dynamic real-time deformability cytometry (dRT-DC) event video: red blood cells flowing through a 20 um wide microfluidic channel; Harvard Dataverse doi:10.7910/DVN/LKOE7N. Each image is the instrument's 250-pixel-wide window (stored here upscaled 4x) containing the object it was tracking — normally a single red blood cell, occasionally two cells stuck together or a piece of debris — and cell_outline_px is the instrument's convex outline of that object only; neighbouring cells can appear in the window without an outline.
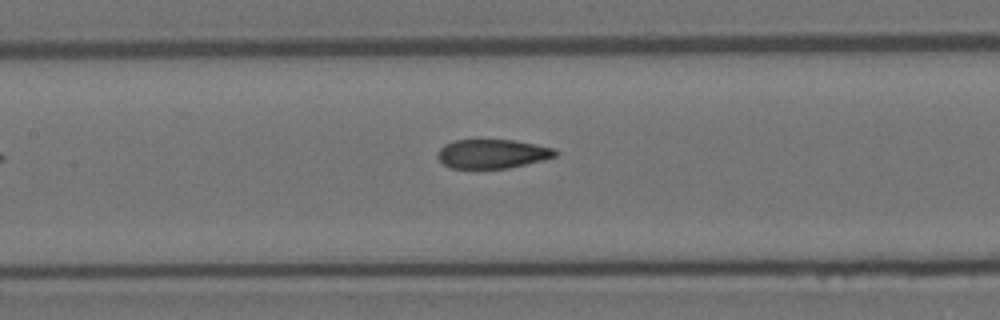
{"species": "Egyptian fruit bat (a non-hibernating species)", "species_latin": "Rousettus aegyptiacus", "temperature_condition": "room temperature", "stored_images_in_passage": 9, "camera_frame_rate_fps": 3000, "um_per_image_px": 0.085, "animal": {"sex": "female"}, "frame": {"image": 1, "passage_image": 8, "time_ms": 2.333, "image_size_px": [1000, 320], "cell_outline_px": [[560, 152], [556, 156], [544, 160], [508, 168], [452, 168], [444, 164], [436, 156], [440, 148], [444, 144], [456, 140], [512, 140], [552, 148]], "centroid_in_image_um": [41.84, 13.08], "position_along_channel_um": 165.6, "area_um2": 19.77}}
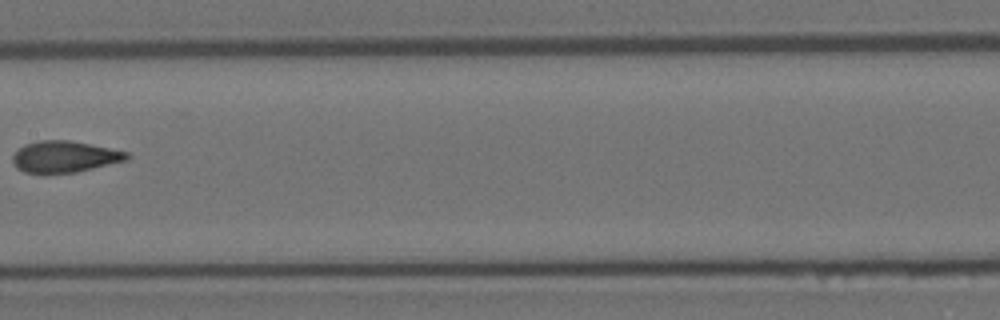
{"frame": {"image": 2, "passage_image": 9, "time_ms": 2.667, "image_size_px": [1000, 320], "cell_outline_px": [[132, 156], [128, 160], [76, 172], [44, 176], [40, 176], [24, 172], [16, 168], [12, 160], [12, 156], [24, 144], [40, 140], [68, 140], [128, 152]], "centroid_in_image_um": [5.44, 13.36], "position_along_channel_um": 202.0, "area_um2": 21.44}}